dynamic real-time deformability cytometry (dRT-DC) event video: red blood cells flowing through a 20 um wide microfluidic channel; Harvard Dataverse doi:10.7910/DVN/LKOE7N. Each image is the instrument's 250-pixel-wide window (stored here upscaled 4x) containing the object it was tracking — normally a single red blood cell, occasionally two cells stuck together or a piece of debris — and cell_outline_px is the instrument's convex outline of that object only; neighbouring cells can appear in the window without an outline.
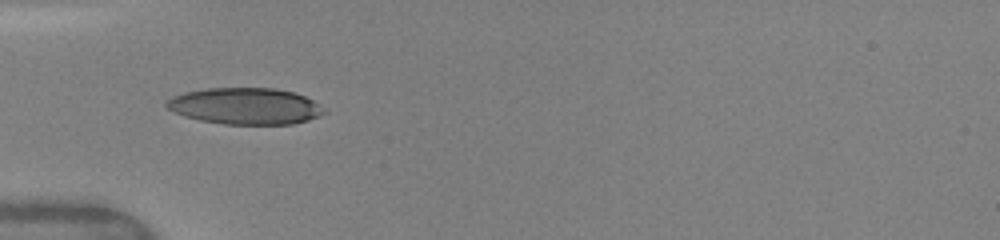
{"species": "human", "species_latin": "Homo sapiens", "temperature_condition": "warm", "stored_images_in_passage": 28, "segment_of_instrument_passage": [2, 2], "camera_frame_rate_fps": 3000, "um_per_image_px": 0.085, "donor": {"sex": "female"}, "frame": {"image": 1, "passage_image": 19, "time_ms": 5.333, "image_size_px": [1000, 240], "cell_outline_px": [[328, 112], [320, 116], [308, 120], [292, 124], [224, 124], [200, 120], [184, 116], [168, 108], [164, 104], [172, 96], [184, 92], [204, 88], [276, 88], [292, 92], [304, 96], [312, 100]], "centroid_in_image_um": [20.85, 9.01], "position_along_channel_um": 64.2, "area_um2": 33.47}}
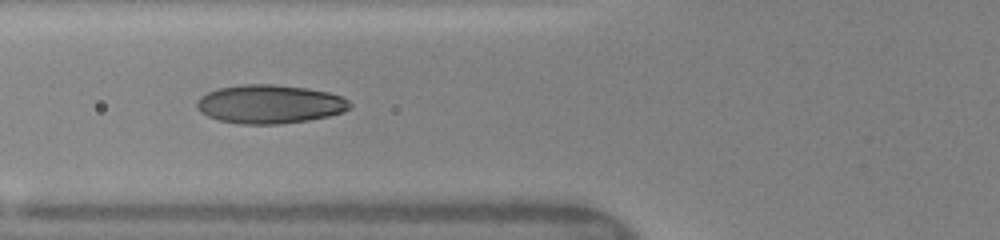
{"frame": {"image": 2, "passage_image": 21, "time_ms": 6.333, "image_size_px": [1000, 240], "cell_outline_px": [[352, 104], [344, 112], [328, 116], [308, 120], [280, 124], [240, 124], [220, 120], [208, 116], [200, 112], [196, 108], [196, 104], [200, 96], [216, 88], [244, 84], [272, 84], [304, 88], [328, 92], [340, 96], [348, 100]], "centroid_in_image_um": [22.9, 8.85], "position_along_channel_um": 102.9, "area_um2": 34.45}}
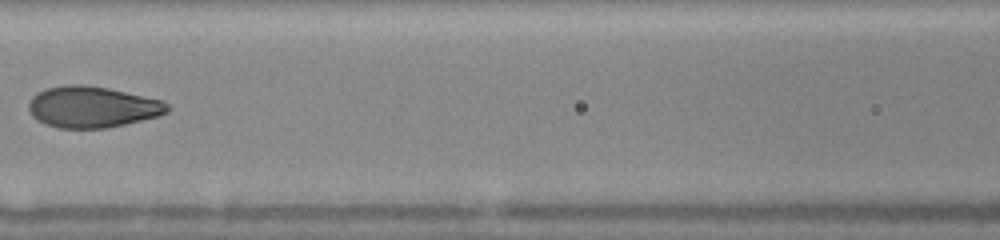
{"frame": {"image": 3, "passage_image": 24, "time_ms": 7.667, "image_size_px": [1000, 240], "cell_outline_px": [[172, 108], [168, 112], [160, 116], [124, 124], [104, 128], [60, 128], [44, 124], [36, 120], [32, 116], [28, 108], [28, 104], [32, 96], [36, 92], [44, 88], [64, 84], [84, 84], [108, 88], [164, 100]], "centroid_in_image_um": [7.84, 9.08], "position_along_channel_um": 158.8, "area_um2": 33.81}}